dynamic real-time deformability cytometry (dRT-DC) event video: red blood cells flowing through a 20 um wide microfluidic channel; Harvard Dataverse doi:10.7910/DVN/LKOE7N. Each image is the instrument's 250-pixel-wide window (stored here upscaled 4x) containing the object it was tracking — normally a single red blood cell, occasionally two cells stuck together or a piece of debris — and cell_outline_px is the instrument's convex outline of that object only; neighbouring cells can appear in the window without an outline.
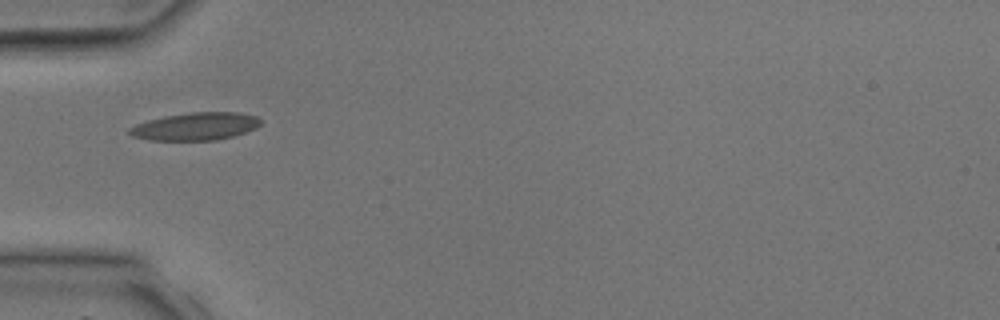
{"species": "common noctule bat (a hibernating species)", "species_latin": "Nyctalus noctula", "temperature_condition": "room temperature", "stored_images_in_passage": 2, "camera_frame_rate_fps": 3000, "um_per_image_px": 0.085, "animal": {"sex": "male", "body_mass_g": 17.9, "forearm_length_mm": 54.2}, "frame": {"image": 1, "passage_image": 1, "time_ms": 0.0, "image_size_px": [1000, 320], "cell_outline_px": [[260, 124], [256, 128], [232, 136], [216, 140], [152, 140], [132, 136], [128, 132], [128, 128], [136, 124], [148, 120], [164, 116], [192, 112], [240, 112], [256, 116], [260, 120]], "centroid_in_image_um": [16.6, 10.73], "position_along_channel_um": 68.4, "area_um2": 21.04}}